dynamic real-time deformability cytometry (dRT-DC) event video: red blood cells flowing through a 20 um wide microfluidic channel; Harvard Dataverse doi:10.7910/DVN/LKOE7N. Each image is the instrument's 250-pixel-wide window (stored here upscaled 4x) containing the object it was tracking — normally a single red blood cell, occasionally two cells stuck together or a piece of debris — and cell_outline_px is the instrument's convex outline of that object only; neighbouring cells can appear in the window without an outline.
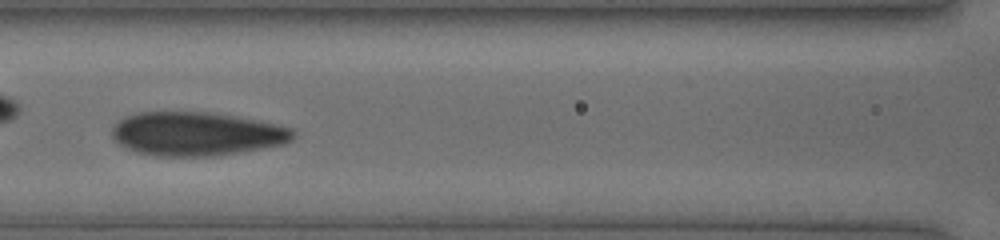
{"species": "human", "species_latin": "Homo sapiens", "temperature_condition": "cold", "stored_images_in_passage": 36, "camera_frame_rate_fps": 3000, "um_per_image_px": 0.085, "donor": {"sex": "female"}, "frame": {"image": 1, "passage_image": 13, "time_ms": 4.0, "image_size_px": [1000, 240], "cell_outline_px": [[296, 136], [292, 140], [284, 144], [264, 148], [216, 156], [156, 156], [136, 152], [124, 148], [112, 140], [112, 128], [124, 116], [140, 112], [208, 112], [236, 116], [276, 124], [292, 128], [296, 132]], "centroid_in_image_um": [16.7, 11.38], "position_along_channel_um": 149.9, "area_um2": 46.53}}
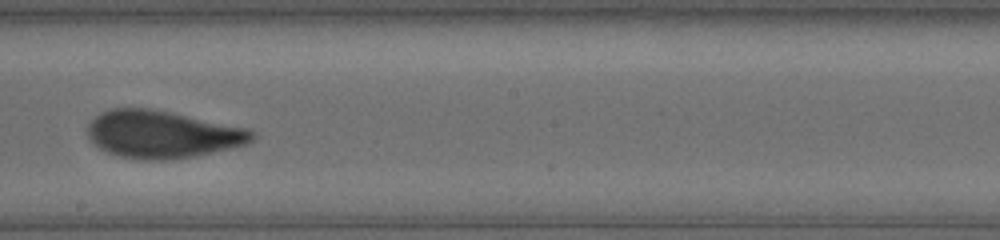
{"frame": {"image": 2, "passage_image": 19, "time_ms": 6.0, "image_size_px": [1000, 240], "cell_outline_px": [[256, 136], [248, 144], [232, 148], [196, 156], [168, 160], [144, 160], [120, 156], [108, 152], [100, 148], [88, 140], [88, 124], [100, 112], [108, 108], [152, 108], [248, 128], [256, 132]], "centroid_in_image_um": [13.81, 11.41], "position_along_channel_um": 234.4, "area_um2": 45.84}}
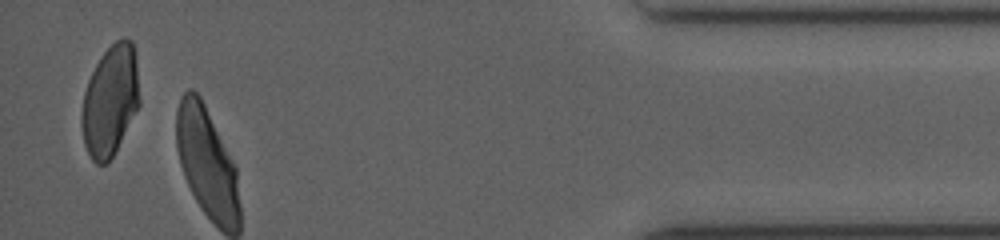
{"frame": {"image": 3, "passage_image": 35, "time_ms": 11.333, "image_size_px": [1000, 240], "cell_outline_px": [[140, 104], [112, 156], [104, 164], [96, 164], [92, 160], [84, 144], [80, 124], [80, 116], [84, 92], [88, 80], [96, 64], [104, 52], [116, 40], [132, 40], [136, 56], [140, 100]], "centroid_in_image_um": [9.35, 8.56], "position_along_channel_um": 425.9, "area_um2": 37.11}}